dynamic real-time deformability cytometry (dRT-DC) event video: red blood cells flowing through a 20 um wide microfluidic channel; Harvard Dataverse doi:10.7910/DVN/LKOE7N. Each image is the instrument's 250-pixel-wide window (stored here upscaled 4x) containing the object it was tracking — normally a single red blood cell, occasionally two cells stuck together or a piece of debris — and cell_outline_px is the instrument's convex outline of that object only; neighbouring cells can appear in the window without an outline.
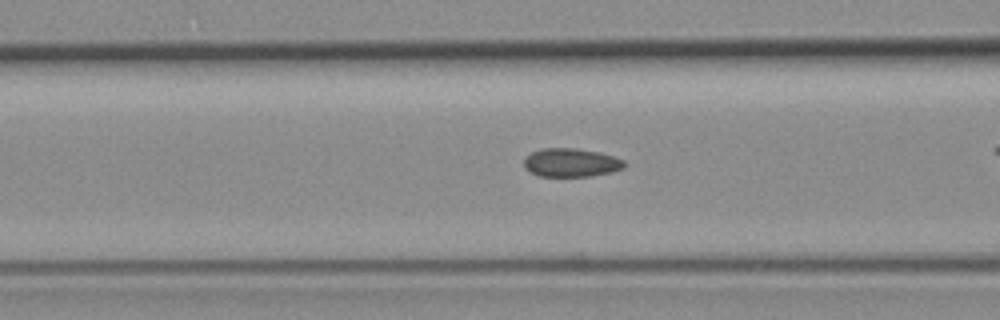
{"species": "common noctule bat (a hibernating species)", "species_latin": "Nyctalus noctula", "temperature_condition": "room temperature", "stored_images_in_passage": 40, "camera_frame_rate_fps": 3000, "um_per_image_px": 0.085, "animal": {"sex": "female", "body_mass_g": 19.3, "forearm_length_mm": 54.1}, "frame": {"image": 1, "passage_image": 19, "time_ms": 6.0, "image_size_px": [1000, 320], "cell_outline_px": [[628, 164], [624, 168], [612, 172], [592, 176], [540, 176], [524, 168], [524, 160], [532, 152], [540, 148], [576, 148], [596, 152], [612, 156], [624, 160]], "centroid_in_image_um": [48.57, 13.82], "position_along_channel_um": 118.0, "area_um2": 16.65}}
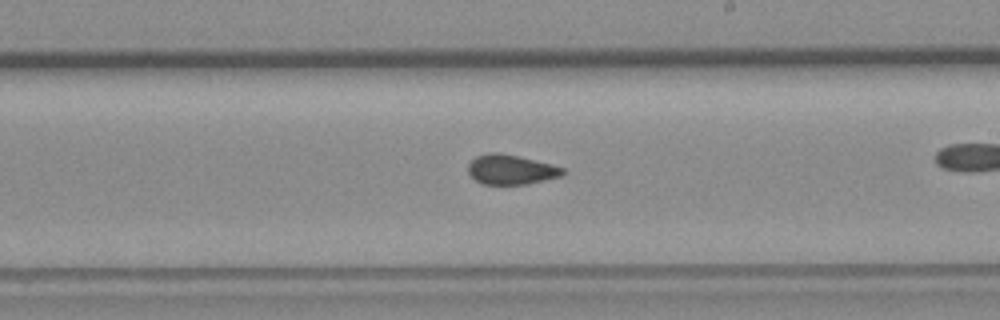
{"frame": {"image": 2, "passage_image": 29, "time_ms": 9.333, "image_size_px": [1000, 320], "cell_outline_px": [[564, 176], [528, 184], [480, 184], [468, 172], [468, 164], [476, 156], [488, 152], [500, 152], [520, 156], [552, 164], [564, 168]], "centroid_in_image_um": [43.45, 14.41], "position_along_channel_um": 245.5, "area_um2": 16.65}}
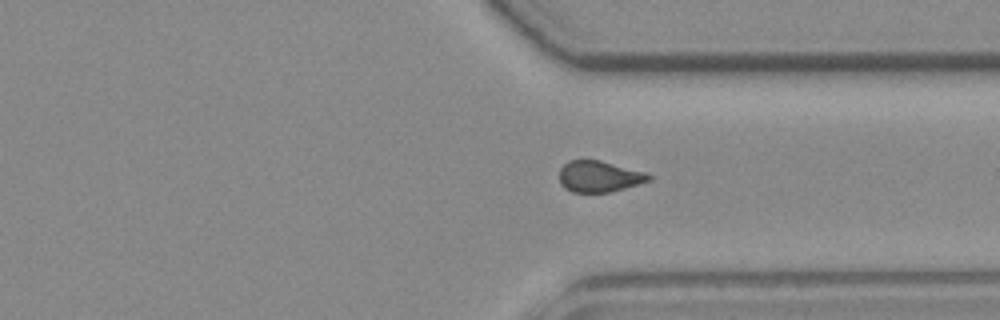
{"frame": {"image": 3, "passage_image": 38, "time_ms": 12.333, "image_size_px": [1000, 320], "cell_outline_px": [[652, 180], [624, 188], [608, 192], [572, 192], [564, 188], [560, 184], [560, 168], [568, 160], [600, 160], [644, 172], [652, 176]], "centroid_in_image_um": [50.91, 15.0], "position_along_channel_um": 360.5, "area_um2": 16.18}}